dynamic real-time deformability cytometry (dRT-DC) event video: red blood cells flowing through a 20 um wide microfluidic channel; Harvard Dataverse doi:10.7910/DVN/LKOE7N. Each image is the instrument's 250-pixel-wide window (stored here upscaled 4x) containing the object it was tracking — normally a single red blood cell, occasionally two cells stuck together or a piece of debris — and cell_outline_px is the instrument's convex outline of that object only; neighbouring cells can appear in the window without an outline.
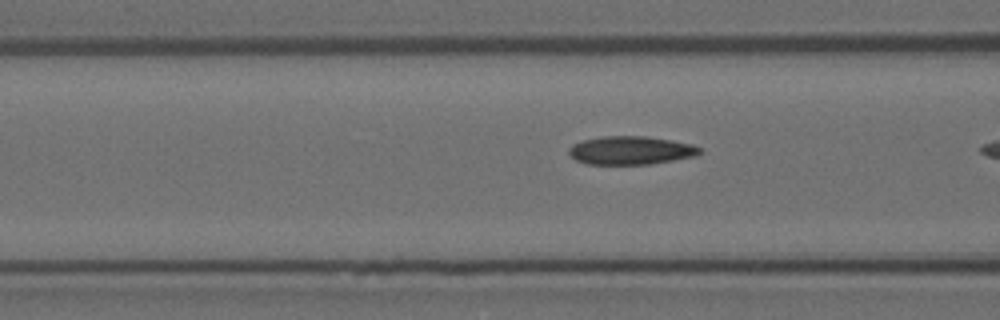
{"species": "Egyptian fruit bat (a non-hibernating species)", "species_latin": "Rousettus aegyptiacus", "temperature_condition": "room temperature", "stored_images_in_passage": 10, "camera_frame_rate_fps": 3000, "um_per_image_px": 0.085, "animal": {"sex": "female"}, "frame": {"image": 1, "passage_image": 9, "time_ms": 2.667, "image_size_px": [1000, 320], "cell_outline_px": [[700, 152], [696, 156], [648, 164], [588, 164], [576, 160], [568, 152], [568, 148], [572, 144], [584, 140], [604, 136], [644, 136], [672, 140], [692, 144], [700, 148]], "centroid_in_image_um": [53.6, 12.78], "position_along_channel_um": 113.0, "area_um2": 21.44}}